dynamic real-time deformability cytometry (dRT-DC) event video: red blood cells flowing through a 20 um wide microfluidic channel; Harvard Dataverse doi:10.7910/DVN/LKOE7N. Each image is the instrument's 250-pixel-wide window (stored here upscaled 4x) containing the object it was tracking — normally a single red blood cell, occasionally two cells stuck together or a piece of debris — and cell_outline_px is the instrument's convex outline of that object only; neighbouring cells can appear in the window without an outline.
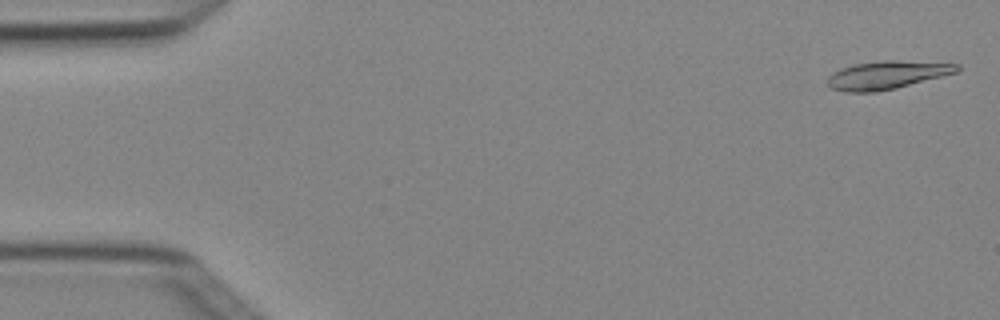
{"species": "Egyptian fruit bat (a non-hibernating species)", "species_latin": "Rousettus aegyptiacus", "temperature_condition": "cold", "stored_images_in_passage": 4, "camera_frame_rate_fps": 3000, "um_per_image_px": 0.085, "animal": {"sex": "female"}, "frame": {"image": 1, "passage_image": 1, "time_ms": 0.0, "image_size_px": [1000, 320], "cell_outline_px": [[960, 68], [956, 72], [896, 88], [876, 92], [844, 92], [832, 88], [828, 84], [828, 76], [832, 72], [840, 68], [852, 64], [880, 60], [896, 60], [960, 64]], "centroid_in_image_um": [75.34, 6.37], "position_along_channel_um": 9.7, "area_um2": 21.21}}
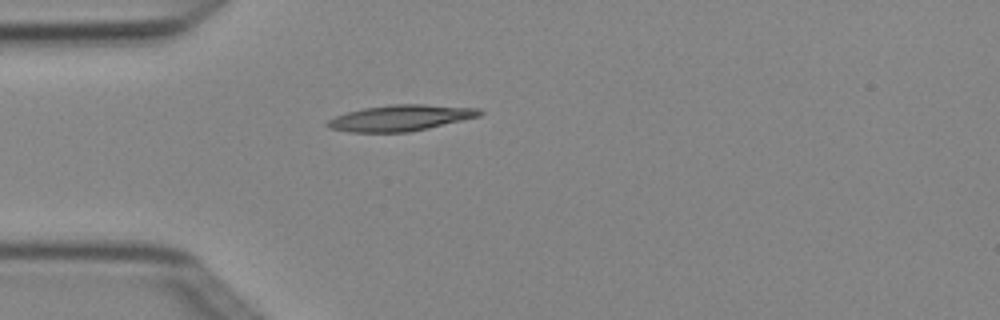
{"frame": {"image": 2, "passage_image": 4, "time_ms": 1.0, "image_size_px": [1000, 320], "cell_outline_px": [[484, 112], [480, 116], [428, 128], [408, 132], [348, 132], [328, 128], [324, 124], [328, 120], [336, 116], [348, 112], [364, 108], [392, 104], [424, 104], [480, 108]], "centroid_in_image_um": [34.05, 10.02], "position_along_channel_um": 51.0, "area_um2": 23.06}}